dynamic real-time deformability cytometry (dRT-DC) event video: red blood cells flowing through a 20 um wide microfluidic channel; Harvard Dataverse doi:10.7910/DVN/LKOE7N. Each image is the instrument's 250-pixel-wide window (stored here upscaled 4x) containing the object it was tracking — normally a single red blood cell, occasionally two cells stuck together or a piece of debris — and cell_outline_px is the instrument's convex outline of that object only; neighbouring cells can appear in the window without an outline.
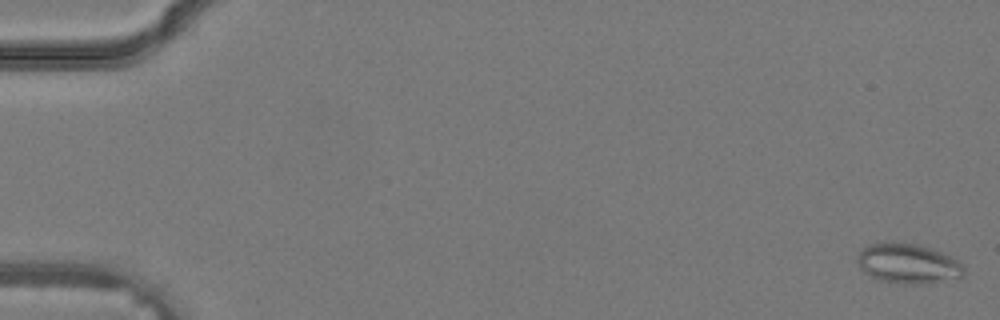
{"species": "common noctule bat (a hibernating species)", "species_latin": "Nyctalus noctula", "temperature_condition": "warm", "stored_images_in_passage": 36, "camera_frame_rate_fps": 3000, "um_per_image_px": 0.085, "animal": {"sex": "male", "body_mass_g": 19.2, "forearm_length_mm": 51.8}, "frame": {"image": 1, "passage_image": 1, "time_ms": 0.0, "image_size_px": [1000, 320], "cell_outline_px": [[964, 276], [920, 284], [908, 284], [880, 280], [864, 272], [860, 268], [856, 260], [860, 252], [868, 244], [884, 240], [920, 244], [932, 248], [956, 260], [964, 268]], "centroid_in_image_um": [77.12, 22.36], "position_along_channel_um": 7.9, "area_um2": 24.74}}
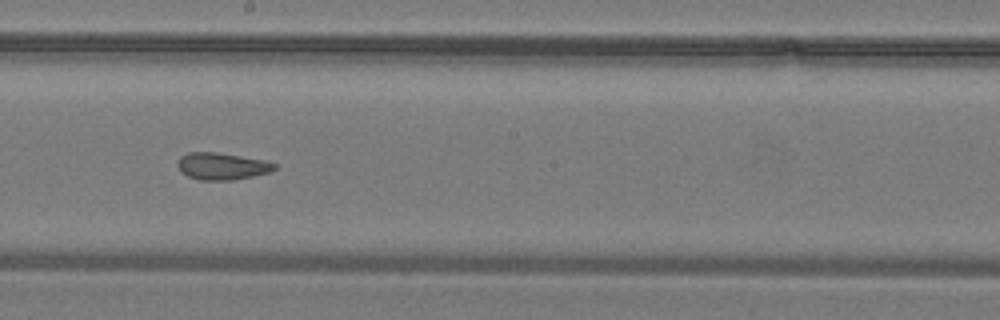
{"frame": {"image": 2, "passage_image": 21, "time_ms": 6.667, "image_size_px": [1000, 320], "cell_outline_px": [[276, 168], [268, 172], [252, 176], [232, 180], [200, 180], [188, 176], [180, 172], [176, 164], [180, 156], [188, 152], [216, 152], [268, 160], [276, 164]], "centroid_in_image_um": [18.84, 14.11], "position_along_channel_um": 229.4, "area_um2": 15.37}}
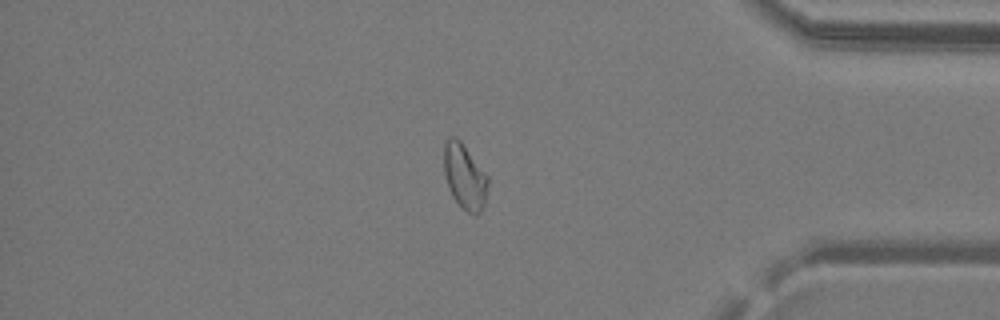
{"frame": {"image": 3, "passage_image": 31, "time_ms": 10.0, "image_size_px": [1000, 320], "cell_outline_px": [[488, 184], [484, 204], [480, 212], [476, 216], [472, 216], [452, 196], [448, 188], [444, 172], [444, 140], [452, 136], [460, 140], [488, 176]], "centroid_in_image_um": [39.49, 15.0], "position_along_channel_um": 395.7, "area_um2": 16.65}}